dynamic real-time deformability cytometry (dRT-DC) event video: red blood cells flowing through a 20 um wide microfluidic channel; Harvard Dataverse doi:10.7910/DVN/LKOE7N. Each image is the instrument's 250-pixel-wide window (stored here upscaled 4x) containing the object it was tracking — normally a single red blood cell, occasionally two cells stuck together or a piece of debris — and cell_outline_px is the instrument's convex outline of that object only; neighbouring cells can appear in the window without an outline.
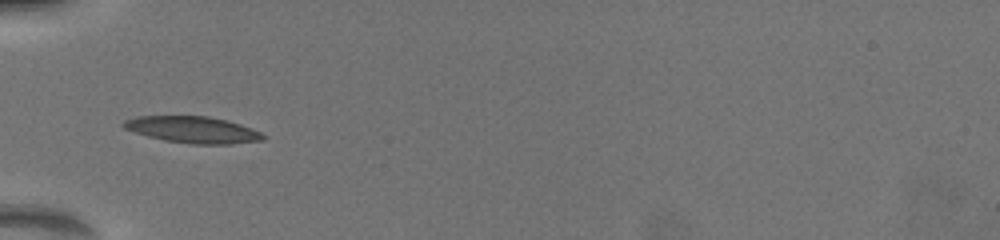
{"species": "common noctule bat (a hibernating species)", "species_latin": "Nyctalus noctula", "temperature_condition": "warm", "stored_images_in_passage": 11, "camera_frame_rate_fps": 3000, "um_per_image_px": 0.085, "animal": {"sex": "female", "body_mass_g": 19.5, "forearm_length_mm": 54.1}, "frame": {"image": 1, "passage_image": 1, "time_ms": 0.0, "image_size_px": [1000, 240], "cell_outline_px": [[264, 140], [232, 144], [192, 144], [164, 140], [148, 136], [124, 128], [120, 124], [124, 120], [136, 116], [208, 116], [240, 124], [252, 128], [260, 132], [264, 136]], "centroid_in_image_um": [16.37, 11.02], "position_along_channel_um": 68.6, "area_um2": 21.5}}
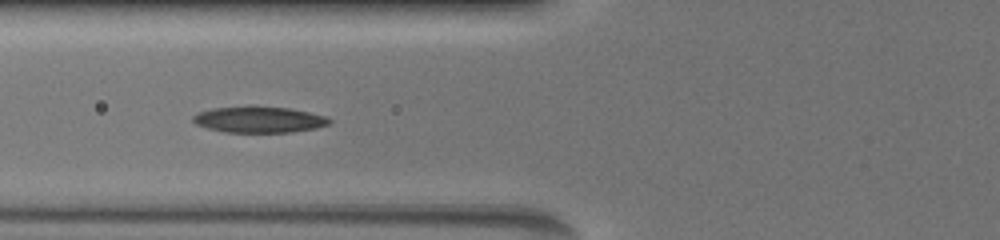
{"frame": {"image": 2, "passage_image": 8, "time_ms": 1.0, "image_size_px": [1000, 240], "cell_outline_px": [[332, 124], [316, 128], [292, 132], [224, 132], [208, 128], [196, 124], [192, 120], [192, 116], [196, 112], [212, 108], [248, 104], [252, 104], [288, 108], [328, 116], [332, 120]], "centroid_in_image_um": [22.01, 10.13], "position_along_channel_um": 103.8, "area_um2": 21.5}}